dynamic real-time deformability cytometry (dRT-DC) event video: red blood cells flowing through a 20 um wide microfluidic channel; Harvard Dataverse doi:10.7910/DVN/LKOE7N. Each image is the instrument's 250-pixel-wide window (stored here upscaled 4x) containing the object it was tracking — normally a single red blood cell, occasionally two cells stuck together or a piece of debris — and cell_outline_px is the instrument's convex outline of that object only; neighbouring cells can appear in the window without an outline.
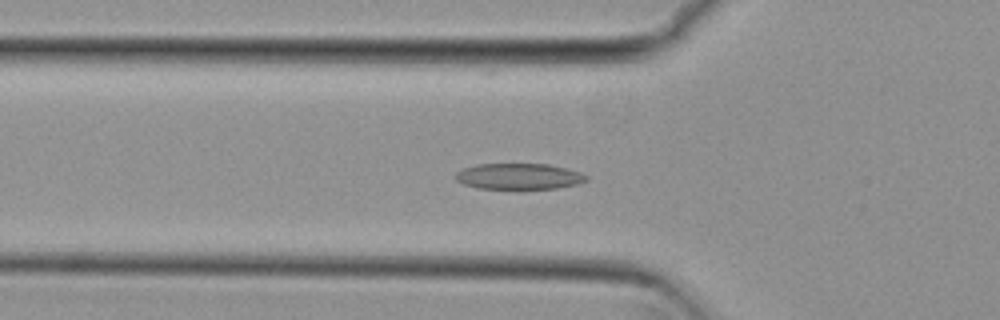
{"species": "common noctule bat (a hibernating species)", "species_latin": "Nyctalus noctula", "temperature_condition": "cold", "stored_images_in_passage": 54, "camera_frame_rate_fps": 3000, "um_per_image_px": 0.085, "animal": {"sex": "female", "body_mass_g": 29.2, "forearm_length_mm": 56.3}, "frame": {"image": 1, "passage_image": 18, "time_ms": 5.667, "image_size_px": [1000, 320], "cell_outline_px": [[588, 180], [580, 184], [556, 188], [476, 188], [464, 184], [456, 180], [456, 172], [464, 168], [476, 164], [548, 164], [580, 172], [588, 176]], "centroid_in_image_um": [44.12, 14.99], "position_along_channel_um": 81.7, "area_um2": 19.65}}
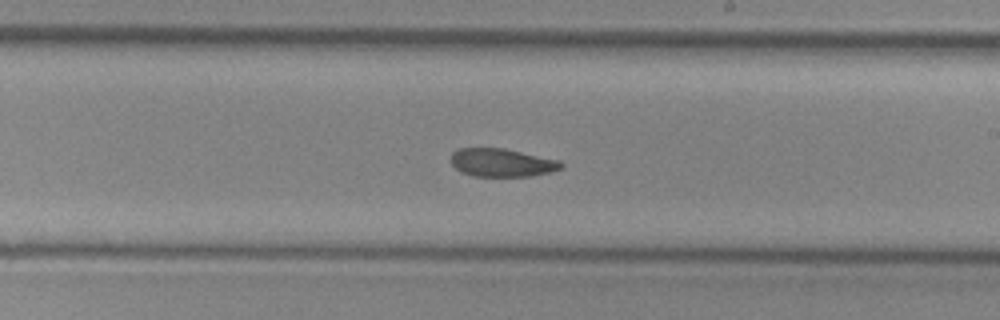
{"frame": {"image": 2, "passage_image": 31, "time_ms": 10.0, "image_size_px": [1000, 320], "cell_outline_px": [[564, 168], [552, 172], [532, 176], [472, 176], [460, 172], [452, 164], [452, 152], [456, 148], [504, 148], [560, 160], [564, 164]], "centroid_in_image_um": [42.69, 13.82], "position_along_channel_um": 246.3, "area_um2": 18.32}}
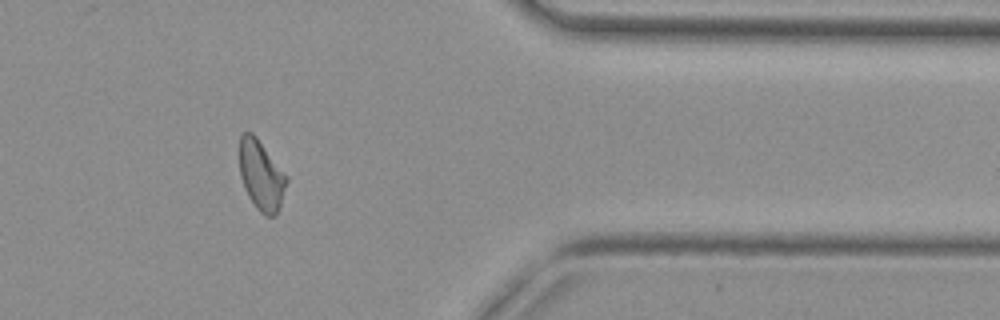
{"frame": {"image": 3, "passage_image": 44, "time_ms": 14.333, "image_size_px": [1000, 320], "cell_outline_px": [[288, 180], [276, 216], [264, 216], [256, 208], [248, 196], [244, 188], [240, 176], [240, 136], [244, 132], [252, 132], [256, 136], [288, 176]], "centroid_in_image_um": [22.21, 14.91], "position_along_channel_um": 389.2, "area_um2": 19.19}, "authors_computed_cell_mechanics": {"area_um2": 19.5942, "velocity_mm_per_s": 3.7952, "shape_relaxation_time_tau1_ms": 8.045, "shape_relaxation_time_tau2_ms": 4.335, "deformation_change_tau1": 0.171, "deformation_change_tau2": 0.0981}}